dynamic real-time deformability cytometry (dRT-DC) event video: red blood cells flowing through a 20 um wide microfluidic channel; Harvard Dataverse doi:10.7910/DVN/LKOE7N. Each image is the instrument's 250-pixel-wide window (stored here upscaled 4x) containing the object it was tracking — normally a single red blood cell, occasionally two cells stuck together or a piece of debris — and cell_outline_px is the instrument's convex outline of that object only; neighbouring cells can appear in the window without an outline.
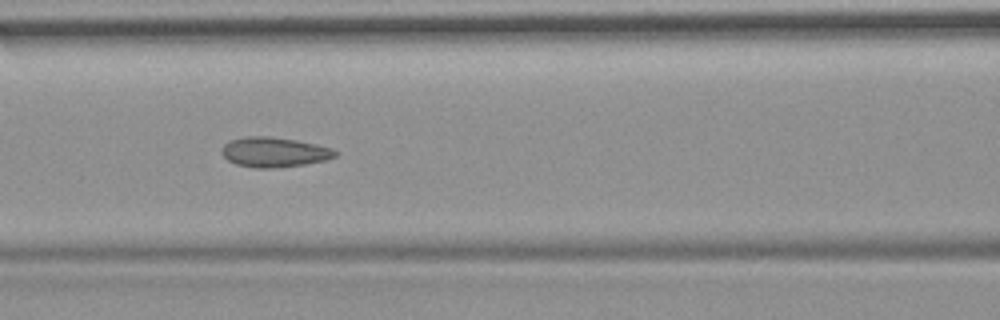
{"species": "common noctule bat (a hibernating species)", "species_latin": "Nyctalus noctula", "temperature_condition": "room temperature", "stored_images_in_passage": 55, "camera_frame_rate_fps": 3000, "um_per_image_px": 0.085, "animal": {"sex": "female", "body_mass_g": 19.9}, "frame": {"image": 1, "passage_image": 24, "time_ms": 7.667, "image_size_px": [1000, 320], "cell_outline_px": [[340, 152], [336, 156], [324, 160], [304, 164], [272, 168], [256, 168], [236, 164], [228, 160], [220, 152], [224, 144], [228, 140], [244, 136], [268, 136], [296, 140], [316, 144], [332, 148]], "centroid_in_image_um": [23.29, 12.92], "position_along_channel_um": 143.3, "area_um2": 19.83}, "authors_computed_cell_mechanics": {"area_um2": 19.8254, "velocity_mm_per_s": 3.7101, "shape_relaxation_time_tau1_ms": null, "shape_relaxation_time_tau2_ms": 2.0988, "deformation_change_tau1": null, "deformation_change_tau2": 0.0802}}